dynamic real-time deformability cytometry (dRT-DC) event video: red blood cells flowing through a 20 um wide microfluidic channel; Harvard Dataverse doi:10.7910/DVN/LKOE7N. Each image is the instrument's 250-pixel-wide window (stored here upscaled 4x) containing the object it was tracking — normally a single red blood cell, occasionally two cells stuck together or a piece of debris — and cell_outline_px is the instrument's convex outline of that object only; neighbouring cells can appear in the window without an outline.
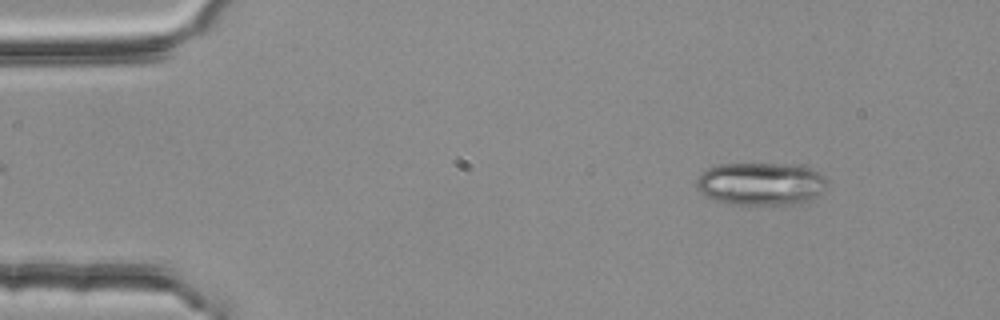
{"species": "common noctule bat (a hibernating species)", "species_latin": "Nyctalus noctula", "temperature_condition": "room temperature", "stored_images_in_passage": 4, "camera_frame_rate_fps": 3000, "um_per_image_px": 0.085, "animal": {"sex": "female", "body_mass_g": 25.1}, "frame": {"image": 1, "passage_image": 2, "time_ms": 0.333, "image_size_px": [1000, 320], "cell_outline_px": [[828, 180], [824, 192], [808, 204], [724, 204], [700, 192], [696, 188], [696, 180], [700, 172], [708, 168], [720, 164], [804, 164], [820, 172]], "centroid_in_image_um": [64.75, 15.62], "position_along_channel_um": 20.2, "area_um2": 33.47}}